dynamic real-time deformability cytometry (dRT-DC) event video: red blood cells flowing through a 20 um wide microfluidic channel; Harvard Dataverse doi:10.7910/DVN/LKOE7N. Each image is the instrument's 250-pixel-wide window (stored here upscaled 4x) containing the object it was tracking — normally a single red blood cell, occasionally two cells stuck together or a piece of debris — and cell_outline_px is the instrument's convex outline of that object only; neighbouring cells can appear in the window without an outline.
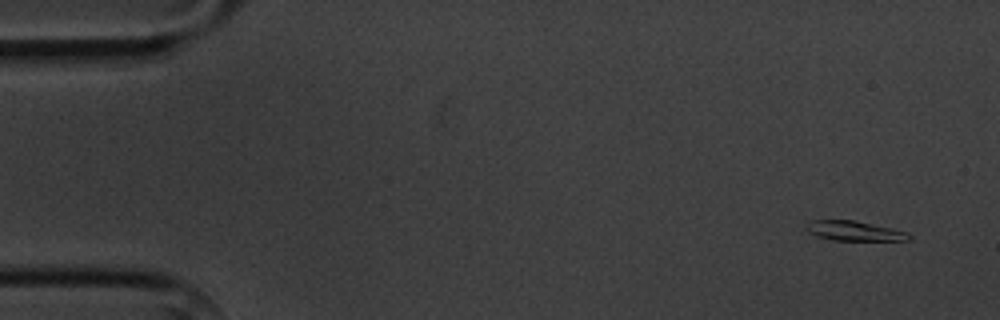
{"species": "common noctule bat (a hibernating species)", "species_latin": "Nyctalus noctula", "temperature_condition": "cold", "stored_images_in_passage": 7, "camera_frame_rate_fps": 3000, "um_per_image_px": 0.085, "animal": {"sex": "male", "body_mass_g": 20.1, "forearm_length_mm": 53.5}, "frame": {"image": 1, "passage_image": 2, "time_ms": 1.0, "image_size_px": [1000, 320], "cell_outline_px": [[912, 240], [832, 240], [820, 236], [804, 228], [812, 220], [852, 220], [892, 228], [908, 232], [912, 236]], "centroid_in_image_um": [72.69, 19.63], "position_along_channel_um": 12.3, "area_um2": 11.56}}
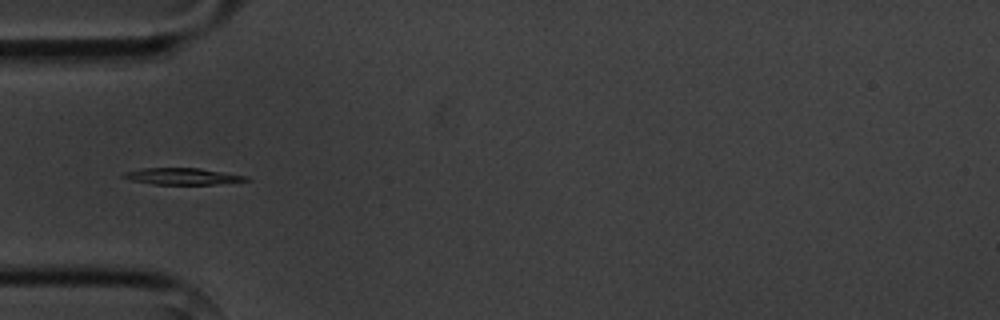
{"frame": {"image": 2, "passage_image": 6, "time_ms": 5.667, "image_size_px": [1000, 320], "cell_outline_px": [[252, 180], [216, 184], [152, 184], [132, 180], [120, 176], [124, 172], [140, 168], [200, 168], [248, 176]], "centroid_in_image_um": [15.52, 14.98], "position_along_channel_um": 69.5, "area_um2": 11.85}}
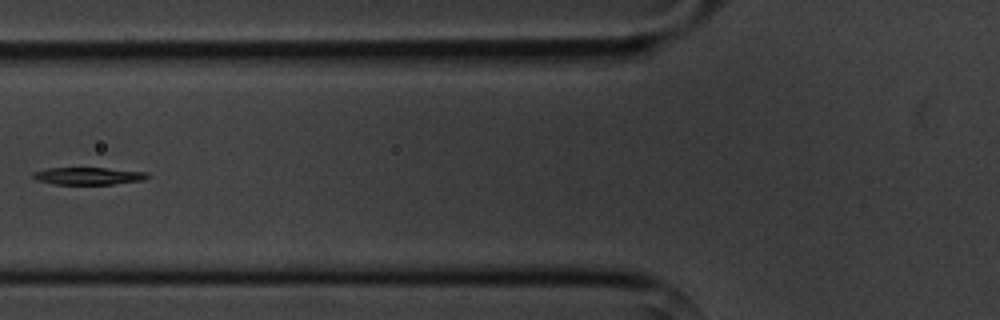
{"frame": {"image": 3, "passage_image": 7, "time_ms": 7.0, "image_size_px": [1000, 320], "cell_outline_px": [[152, 176], [144, 180], [112, 184], [56, 184], [36, 180], [32, 176], [36, 172], [48, 168], [108, 168], [148, 172]], "centroid_in_image_um": [7.6, 14.95], "position_along_channel_um": 118.2, "area_um2": 11.5}}